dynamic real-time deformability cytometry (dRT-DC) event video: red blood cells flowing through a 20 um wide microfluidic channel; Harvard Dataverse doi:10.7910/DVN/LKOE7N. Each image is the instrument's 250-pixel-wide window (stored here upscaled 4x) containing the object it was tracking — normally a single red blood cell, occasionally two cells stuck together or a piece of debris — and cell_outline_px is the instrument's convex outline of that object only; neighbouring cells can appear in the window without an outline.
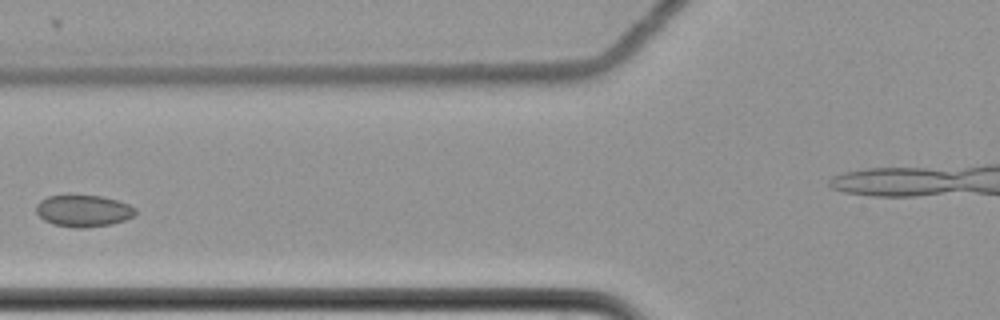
{"species": "common noctule bat (a hibernating species)", "species_latin": "Nyctalus noctula", "temperature_condition": "cold", "stored_images_in_passage": 4, "camera_frame_rate_fps": 3000, "um_per_image_px": 0.085, "animal": {"sex": "female", "body_mass_g": 22.7, "forearm_length_mm": 54.2}, "frame": {"image": 1, "passage_image": 2, "time_ms": 0.333, "image_size_px": [1000, 320], "cell_outline_px": [[136, 212], [132, 216], [124, 220], [112, 224], [84, 228], [76, 228], [52, 224], [44, 220], [36, 212], [36, 204], [40, 200], [48, 196], [68, 192], [100, 196], [116, 200], [128, 204], [136, 208]], "centroid_in_image_um": [7.03, 17.88], "position_along_channel_um": 118.8, "area_um2": 18.96}}
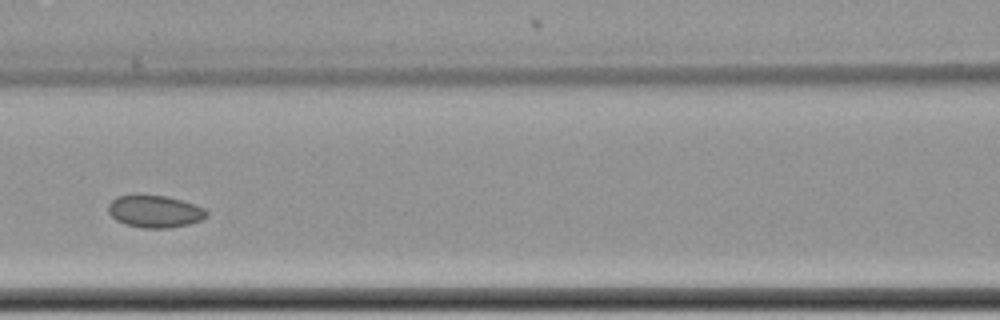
{"frame": {"image": 2, "passage_image": 3, "time_ms": 0.667, "image_size_px": [1000, 320], "cell_outline_px": [[208, 216], [200, 220], [188, 224], [168, 228], [140, 228], [124, 224], [116, 220], [108, 212], [108, 204], [116, 196], [164, 196], [180, 200], [204, 208], [208, 212]], "centroid_in_image_um": [13.14, 17.99], "position_along_channel_um": 153.5, "area_um2": 18.21}}
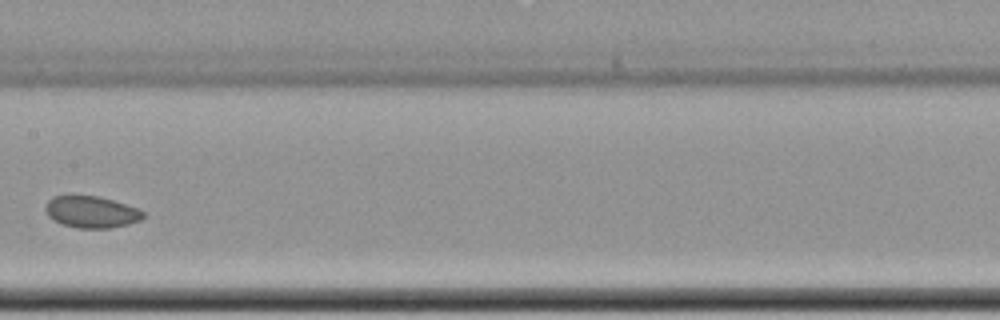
{"frame": {"image": 3, "passage_image": 4, "time_ms": 1.0, "image_size_px": [1000, 320], "cell_outline_px": [[144, 216], [140, 220], [128, 224], [112, 228], [76, 228], [64, 224], [48, 216], [44, 208], [48, 200], [52, 196], [100, 196], [136, 208], [144, 212]], "centroid_in_image_um": [7.76, 18.02], "position_along_channel_um": 199.6, "area_um2": 17.86}}